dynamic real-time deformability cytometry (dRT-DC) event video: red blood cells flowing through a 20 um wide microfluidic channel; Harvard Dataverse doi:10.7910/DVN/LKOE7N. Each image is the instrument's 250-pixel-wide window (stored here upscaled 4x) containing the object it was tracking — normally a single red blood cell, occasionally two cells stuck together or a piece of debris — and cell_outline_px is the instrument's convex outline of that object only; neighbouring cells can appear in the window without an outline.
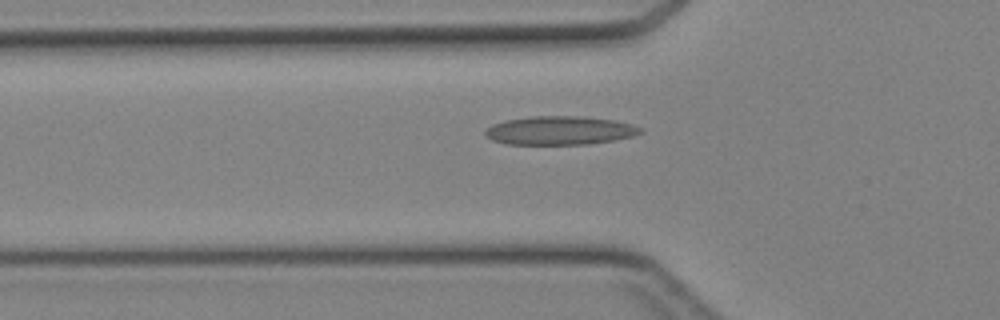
{"species": "Egyptian fruit bat (a non-hibernating species)", "species_latin": "Rousettus aegyptiacus", "temperature_condition": "cold", "stored_images_in_passage": 29, "camera_frame_rate_fps": 3000, "um_per_image_px": 0.085, "animal": {"sex": "female"}, "frame": {"image": 1, "passage_image": 6, "time_ms": 1.667, "image_size_px": [1000, 320], "cell_outline_px": [[644, 132], [632, 136], [616, 140], [588, 144], [508, 144], [492, 140], [484, 136], [484, 132], [492, 124], [504, 120], [532, 116], [580, 116], [616, 120], [632, 124], [644, 128]], "centroid_in_image_um": [47.61, 11.09], "position_along_channel_um": 78.2, "area_um2": 26.13}}
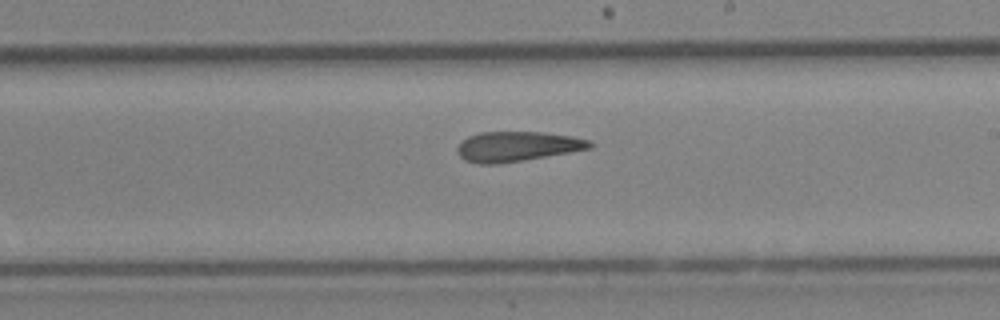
{"frame": {"image": 2, "passage_image": 17, "time_ms": 5.333, "image_size_px": [1000, 320], "cell_outline_px": [[592, 148], [496, 164], [476, 164], [464, 160], [456, 152], [456, 148], [460, 140], [468, 136], [480, 132], [540, 132], [572, 136], [592, 140]], "centroid_in_image_um": [43.89, 12.44], "position_along_channel_um": 245.1, "area_um2": 23.06}}
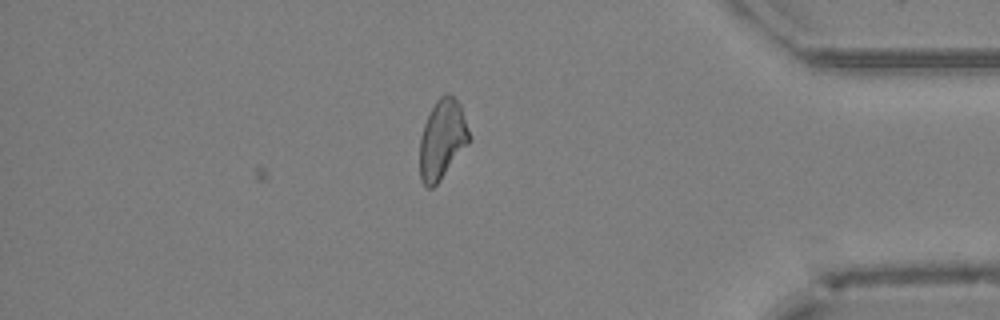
{"frame": {"image": 3, "passage_image": 29, "time_ms": 9.333, "image_size_px": [1000, 320], "cell_outline_px": [[472, 136], [468, 144], [440, 180], [432, 188], [428, 188], [420, 180], [420, 136], [424, 124], [436, 100], [444, 92], [448, 92], [460, 104]], "centroid_in_image_um": [37.6, 11.83], "position_along_channel_um": 397.6, "area_um2": 22.95}}